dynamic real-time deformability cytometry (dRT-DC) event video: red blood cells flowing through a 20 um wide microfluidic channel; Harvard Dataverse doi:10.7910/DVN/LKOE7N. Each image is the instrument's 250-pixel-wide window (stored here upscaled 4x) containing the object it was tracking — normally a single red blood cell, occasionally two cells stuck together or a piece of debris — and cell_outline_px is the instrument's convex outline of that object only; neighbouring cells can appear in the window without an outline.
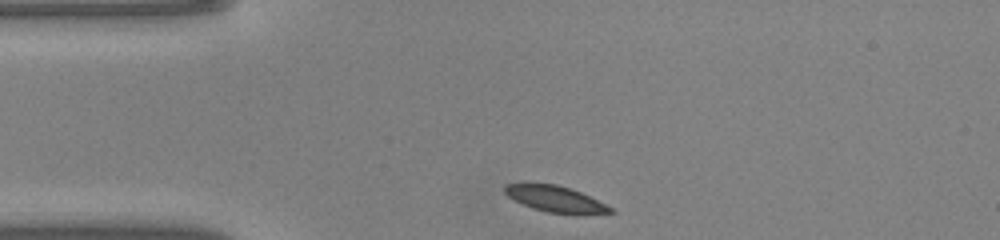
{"species": "common noctule bat (a hibernating species)", "species_latin": "Nyctalus noctula", "temperature_condition": "warm", "stored_images_in_passage": 39, "camera_frame_rate_fps": 3000, "um_per_image_px": 0.085, "animal": {"sex": "male", "body_mass_g": 20.0, "forearm_length_mm": 53.3}, "frame": {"image": 1, "passage_image": 1, "time_ms": 0.0, "image_size_px": [1000, 240], "cell_outline_px": [[616, 212], [548, 212], [532, 208], [508, 196], [504, 192], [504, 184], [556, 184], [580, 192], [612, 208]], "centroid_in_image_um": [47.12, 16.88], "position_along_channel_um": 37.9, "area_um2": 15.03}}
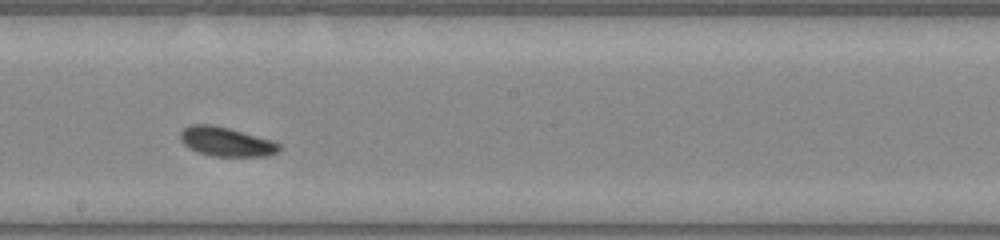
{"frame": {"image": 2, "passage_image": 17, "time_ms": 5.333, "image_size_px": [1000, 240], "cell_outline_px": [[280, 148], [276, 152], [268, 156], [212, 156], [196, 152], [188, 148], [180, 140], [180, 132], [184, 128], [192, 124], [212, 124], [228, 128], [272, 140], [280, 144]], "centroid_in_image_um": [19.19, 12.05], "position_along_channel_um": 229.0, "area_um2": 16.82}}
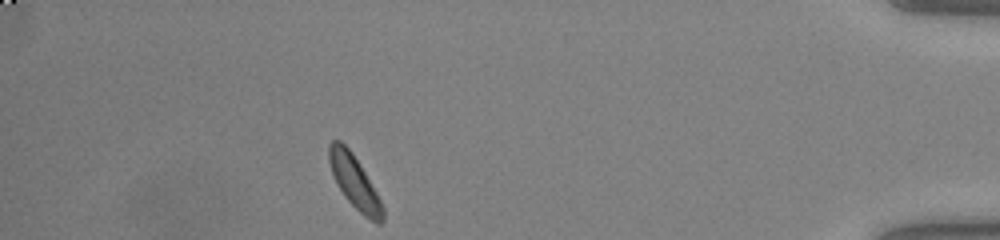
{"frame": {"image": 3, "passage_image": 34, "time_ms": 11.0, "image_size_px": [1000, 240], "cell_outline_px": [[384, 220], [380, 224], [376, 224], [364, 216], [344, 196], [336, 184], [328, 160], [328, 144], [332, 140], [340, 140], [352, 152], [360, 164], [376, 192], [384, 208]], "centroid_in_image_um": [30.12, 15.47], "position_along_channel_um": 405.1, "area_um2": 16.53}, "authors_computed_cell_mechanics": {"area_um2": 16.4152, "velocity_mm_per_s": 4.0735, "shape_relaxation_time_tau1_ms": 2.5228, "shape_relaxation_time_tau2_ms": 2.0564, "deformation_change_tau1": 0.0912, "deformation_change_tau2": 0.0564}}